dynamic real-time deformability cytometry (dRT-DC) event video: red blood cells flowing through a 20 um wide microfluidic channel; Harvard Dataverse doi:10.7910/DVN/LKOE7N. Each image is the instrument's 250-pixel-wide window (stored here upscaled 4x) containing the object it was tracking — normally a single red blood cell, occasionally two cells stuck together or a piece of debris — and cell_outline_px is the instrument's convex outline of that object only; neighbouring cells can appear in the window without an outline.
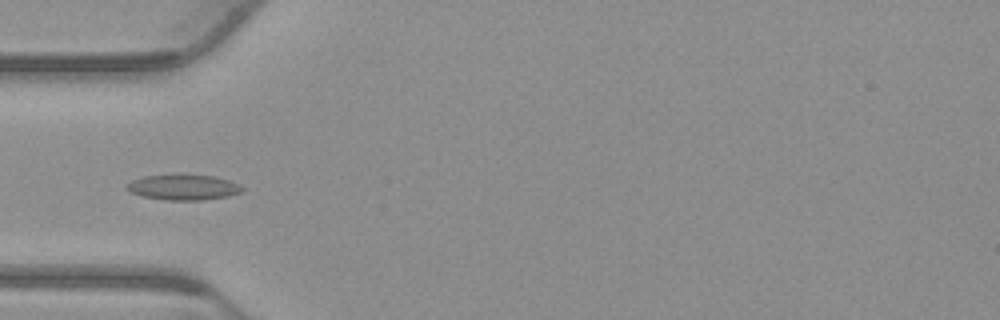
{"species": "common noctule bat (a hibernating species)", "species_latin": "Nyctalus noctula", "temperature_condition": "warm", "stored_images_in_passage": 55, "camera_frame_rate_fps": 3000, "um_per_image_px": 0.085, "animal": {"sex": "male", "body_mass_g": 23.1, "forearm_length_mm": 52.7}, "frame": {"image": 1, "passage_image": 18, "time_ms": 5.667, "image_size_px": [1000, 320], "cell_outline_px": [[244, 192], [228, 196], [200, 200], [168, 200], [144, 196], [132, 192], [124, 188], [132, 180], [144, 176], [180, 172], [216, 176], [240, 184], [244, 188]], "centroid_in_image_um": [15.63, 15.87], "position_along_channel_um": 69.4, "area_um2": 17.69}}
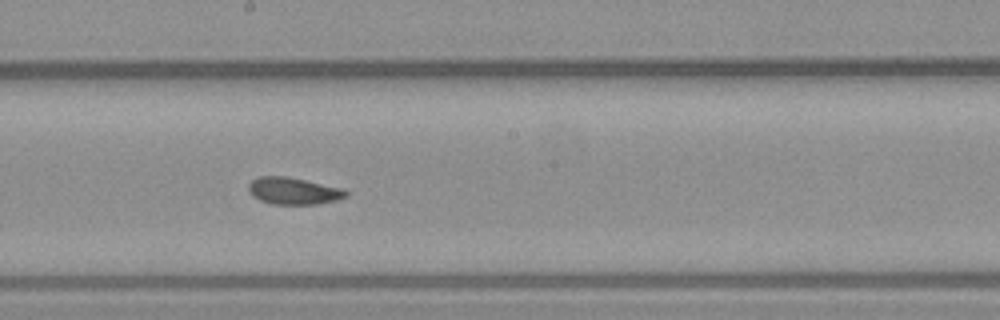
{"frame": {"image": 2, "passage_image": 30, "time_ms": 9.667, "image_size_px": [1000, 320], "cell_outline_px": [[348, 196], [336, 200], [316, 204], [272, 204], [260, 200], [252, 196], [248, 188], [248, 184], [252, 180], [260, 176], [284, 176], [344, 188], [348, 192]], "centroid_in_image_um": [24.95, 16.23], "position_along_channel_um": 223.3, "area_um2": 15.26}}
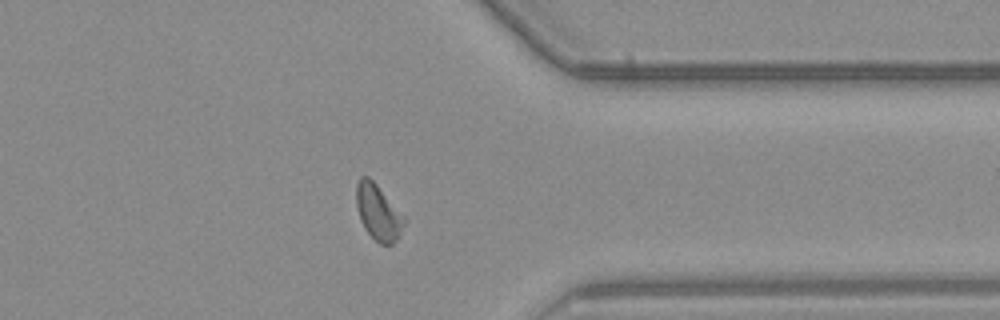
{"frame": {"image": 3, "passage_image": 43, "time_ms": 14.0, "image_size_px": [1000, 320], "cell_outline_px": [[408, 220], [396, 240], [392, 244], [380, 244], [364, 228], [360, 220], [356, 204], [356, 184], [360, 176], [368, 176], [376, 184]], "centroid_in_image_um": [32.15, 18.04], "position_along_channel_um": 379.3, "area_um2": 15.49}, "authors_computed_cell_mechanics": {"area_um2": 15.5482, "velocity_mm_per_s": 3.8228, "shape_relaxation_time_tau1_ms": null, "shape_relaxation_time_tau2_ms": 2.0597, "deformation_change_tau1": null, "deformation_change_tau2": 0.0854}}